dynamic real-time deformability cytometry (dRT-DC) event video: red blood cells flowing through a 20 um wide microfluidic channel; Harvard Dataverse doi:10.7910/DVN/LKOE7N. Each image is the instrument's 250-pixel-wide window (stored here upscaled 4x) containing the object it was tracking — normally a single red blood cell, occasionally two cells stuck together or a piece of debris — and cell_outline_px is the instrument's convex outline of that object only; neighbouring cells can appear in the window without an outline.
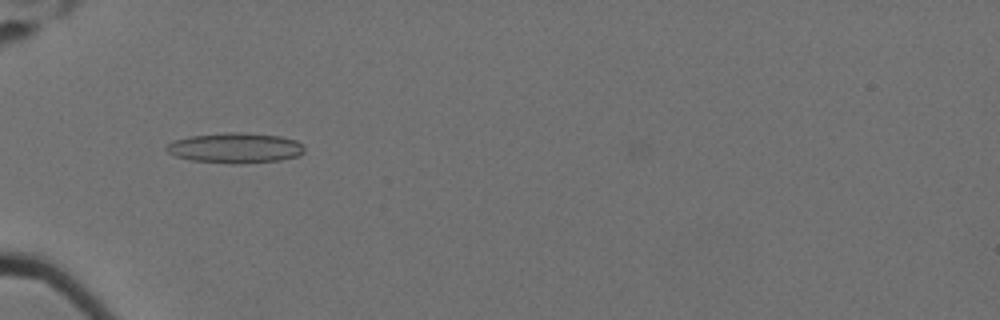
{"species": "Egyptian fruit bat (a non-hibernating species)", "species_latin": "Rousettus aegyptiacus", "temperature_condition": "cold", "stored_images_in_passage": 42, "camera_frame_rate_fps": 3000, "um_per_image_px": 0.085, "animal": {"sex": "female"}, "frame": {"image": 1, "passage_image": 4, "time_ms": 1.0, "image_size_px": [1000, 320], "cell_outline_px": [[304, 152], [300, 156], [280, 160], [240, 164], [236, 164], [192, 160], [176, 156], [168, 152], [164, 148], [168, 144], [176, 140], [188, 136], [228, 132], [244, 132], [280, 136], [296, 140], [304, 144]], "centroid_in_image_um": [20.04, 12.57], "position_along_channel_um": 65.0, "area_um2": 24.45}}
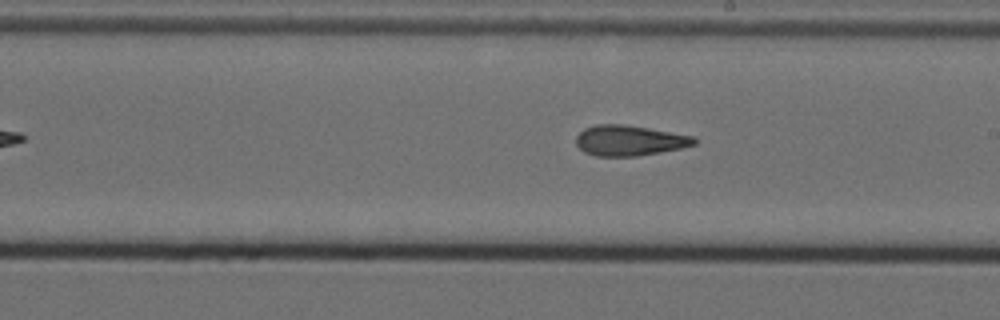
{"frame": {"image": 2, "passage_image": 19, "time_ms": 6.0, "image_size_px": [1000, 320], "cell_outline_px": [[696, 144], [680, 148], [660, 152], [636, 156], [596, 156], [584, 152], [576, 144], [576, 136], [584, 128], [596, 124], [624, 124], [696, 136]], "centroid_in_image_um": [53.49, 11.93], "position_along_channel_um": 235.5, "area_um2": 20.98}}
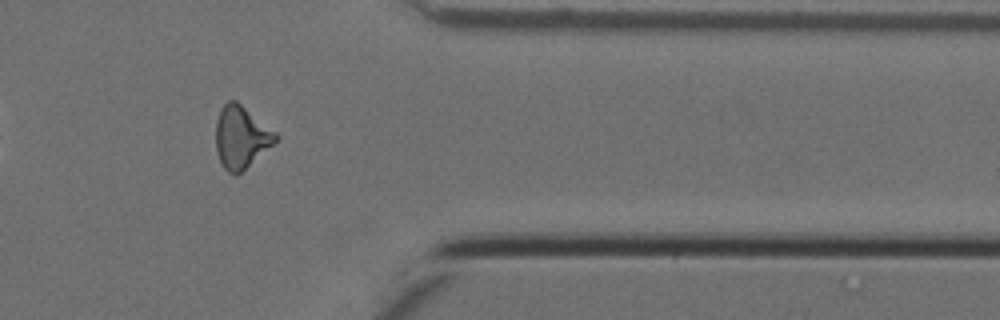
{"frame": {"image": 3, "passage_image": 33, "time_ms": 10.667, "image_size_px": [1000, 320], "cell_outline_px": [[280, 136], [272, 144], [236, 176], [228, 172], [224, 168], [216, 152], [216, 120], [220, 108], [228, 100], [236, 100], [276, 132]], "centroid_in_image_um": [20.46, 11.63], "position_along_channel_um": 390.9, "area_um2": 21.44}, "authors_computed_cell_mechanics": {"area_um2": 20.9525, "velocity_mm_per_s": 3.5186, "shape_relaxation_time_tau1_ms": null, "shape_relaxation_time_tau2_ms": 4.5404, "deformation_change_tau1": null, "deformation_change_tau2": 0.1454}}